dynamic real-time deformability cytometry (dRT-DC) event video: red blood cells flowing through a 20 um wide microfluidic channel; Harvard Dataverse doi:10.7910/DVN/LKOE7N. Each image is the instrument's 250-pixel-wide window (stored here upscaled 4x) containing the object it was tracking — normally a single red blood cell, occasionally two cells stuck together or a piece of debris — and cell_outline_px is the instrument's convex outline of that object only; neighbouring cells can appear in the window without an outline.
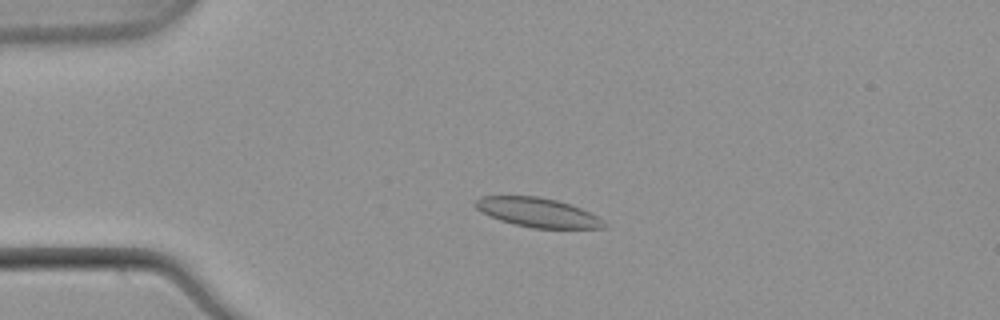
{"species": "common noctule bat (a hibernating species)", "species_latin": "Nyctalus noctula", "temperature_condition": "warm", "stored_images_in_passage": 54, "camera_frame_rate_fps": 3000, "um_per_image_px": 0.085, "animal": {"sex": "male", "body_mass_g": 21.5, "forearm_length_mm": 52.0}, "frame": {"image": 1, "passage_image": 13, "time_ms": 4.0, "image_size_px": [1000, 320], "cell_outline_px": [[608, 228], [532, 228], [500, 220], [476, 208], [472, 204], [480, 196], [536, 196], [556, 200], [580, 208], [604, 220], [608, 224]], "centroid_in_image_um": [45.72, 18.06], "position_along_channel_um": 39.3, "area_um2": 21.68}}
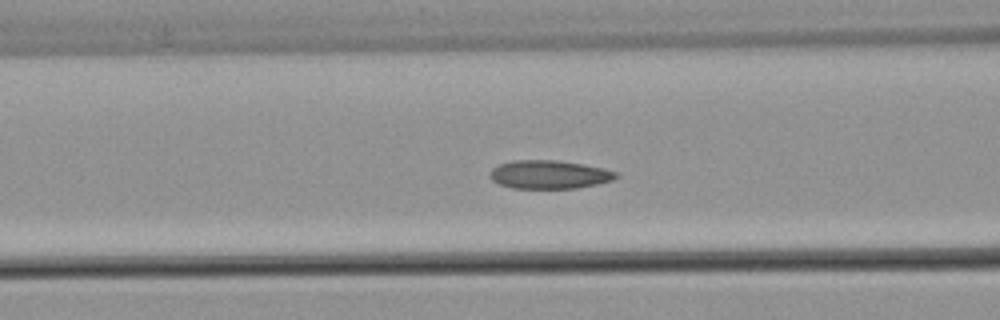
{"frame": {"image": 2, "passage_image": 22, "time_ms": 7.0, "image_size_px": [1000, 320], "cell_outline_px": [[620, 176], [612, 180], [596, 184], [576, 188], [512, 188], [500, 184], [492, 180], [488, 176], [488, 172], [492, 168], [500, 164], [512, 160], [556, 160], [584, 164], [604, 168], [616, 172]], "centroid_in_image_um": [46.66, 14.83], "position_along_channel_um": 119.9, "area_um2": 20.98}}
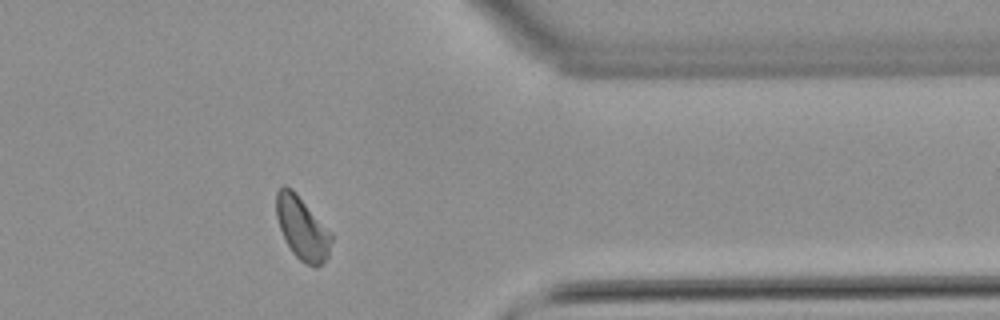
{"frame": {"image": 3, "passage_image": 44, "time_ms": 14.333, "image_size_px": [1000, 320], "cell_outline_px": [[332, 240], [328, 256], [316, 268], [304, 264], [292, 252], [280, 228], [276, 216], [276, 192], [284, 184], [292, 188], [332, 232]], "centroid_in_image_um": [25.69, 19.38], "position_along_channel_um": 385.7, "area_um2": 20.23}, "authors_computed_cell_mechanics": {"area_um2": 20.7791, "velocity_mm_per_s": 3.8192, "shape_relaxation_time_tau1_ms": 9.6657, "shape_relaxation_time_tau2_ms": 3.24, "deformation_change_tau1": 0.1497, "deformation_change_tau2": 0.0671}}